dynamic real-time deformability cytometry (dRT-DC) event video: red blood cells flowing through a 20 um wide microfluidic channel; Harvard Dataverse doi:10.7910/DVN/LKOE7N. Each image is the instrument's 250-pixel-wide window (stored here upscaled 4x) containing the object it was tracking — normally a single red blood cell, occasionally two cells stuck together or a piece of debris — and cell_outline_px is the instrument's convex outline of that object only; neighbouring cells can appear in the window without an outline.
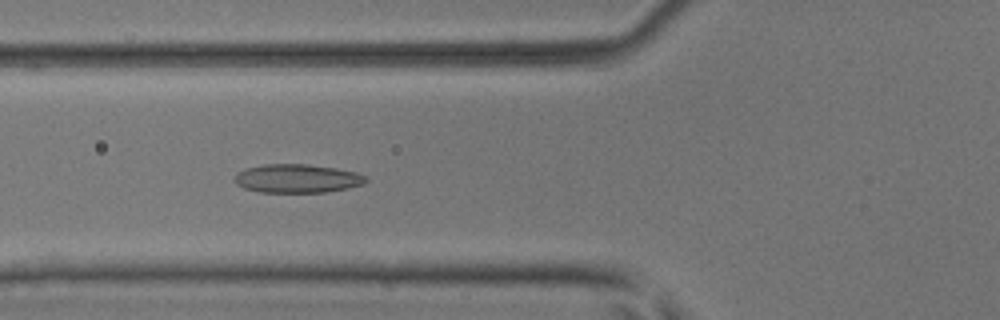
{"species": "common noctule bat (a hibernating species)", "species_latin": "Nyctalus noctula", "temperature_condition": "room temperature", "stored_images_in_passage": 50, "camera_frame_rate_fps": 3000, "um_per_image_px": 0.085, "animal": {"sex": "male", "body_mass_g": 17.9, "forearm_length_mm": 54.2}, "frame": {"image": 1, "passage_image": 19, "time_ms": 6.0, "image_size_px": [1000, 320], "cell_outline_px": [[368, 180], [364, 184], [348, 188], [324, 192], [260, 192], [244, 188], [236, 184], [232, 180], [236, 172], [244, 168], [264, 164], [304, 164], [336, 168], [356, 172], [368, 176]], "centroid_in_image_um": [25.23, 15.17], "position_along_channel_um": 100.6, "area_um2": 22.14}}
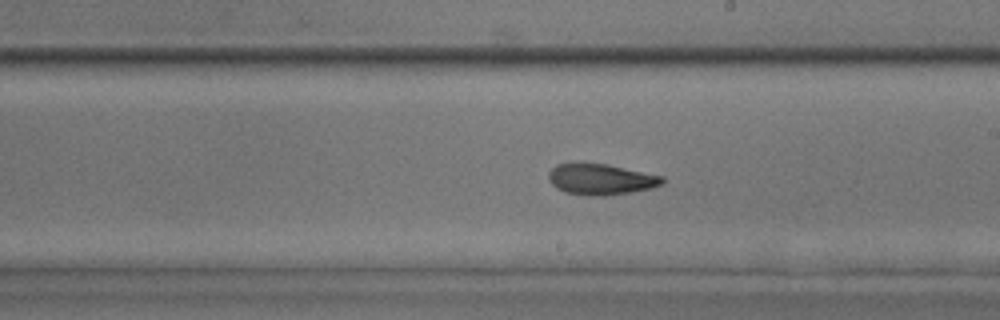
{"frame": {"image": 2, "passage_image": 29, "time_ms": 9.333, "image_size_px": [1000, 320], "cell_outline_px": [[664, 184], [652, 188], [632, 192], [604, 196], [596, 196], [564, 192], [556, 188], [548, 180], [548, 172], [556, 164], [608, 164], [664, 176]], "centroid_in_image_um": [51.1, 15.25], "position_along_channel_um": 237.9, "area_um2": 20.52}}
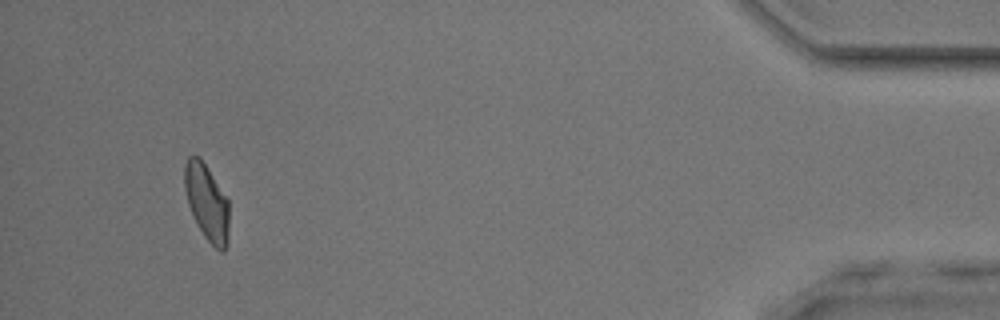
{"frame": {"image": 3, "passage_image": 47, "time_ms": 15.333, "image_size_px": [1000, 320], "cell_outline_px": [[228, 244], [224, 252], [220, 252], [204, 236], [188, 204], [184, 188], [184, 164], [188, 156], [200, 156], [228, 200]], "centroid_in_image_um": [17.58, 17.18], "position_along_channel_um": 417.6, "area_um2": 19.59}, "authors_computed_cell_mechanics": {"area_um2": 20.5768, "velocity_mm_per_s": 4.1413, "shape_relaxation_time_tau1_ms": 8.1246, "shape_relaxation_time_tau2_ms": 2.1547, "deformation_change_tau1": 0.186, "deformation_change_tau2": 0.0694}}